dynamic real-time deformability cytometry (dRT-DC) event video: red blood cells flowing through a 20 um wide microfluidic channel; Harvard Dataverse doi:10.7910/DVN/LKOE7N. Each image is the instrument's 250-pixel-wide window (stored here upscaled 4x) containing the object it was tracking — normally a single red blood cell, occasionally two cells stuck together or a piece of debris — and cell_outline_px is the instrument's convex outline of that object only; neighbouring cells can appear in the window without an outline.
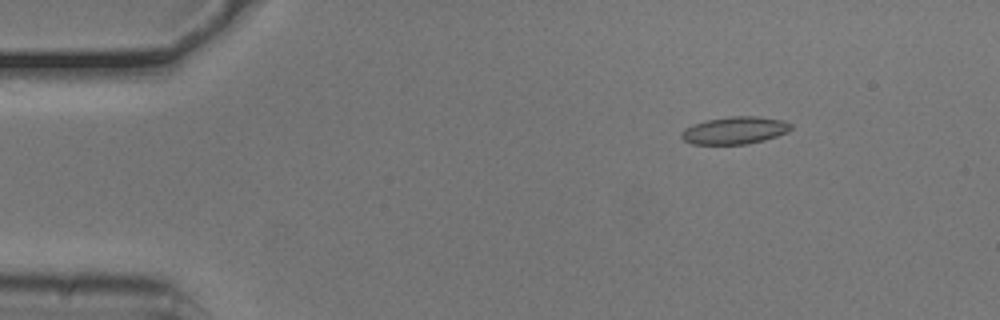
{"species": "common noctule bat (a hibernating species)", "species_latin": "Nyctalus noctula", "temperature_condition": "cold", "stored_images_in_passage": 54, "camera_frame_rate_fps": 3000, "um_per_image_px": 0.085, "animal": {"sex": "male", "body_mass_g": 20.5, "forearm_length_mm": 52.5}, "frame": {"image": 1, "passage_image": 8, "time_ms": 2.333, "image_size_px": [1000, 320], "cell_outline_px": [[792, 128], [788, 132], [764, 140], [748, 144], [692, 144], [684, 140], [680, 136], [680, 132], [684, 128], [692, 124], [708, 120], [732, 116], [756, 116], [784, 120], [792, 124]], "centroid_in_image_um": [62.45, 11.08], "position_along_channel_um": 22.5, "area_um2": 17.57}}
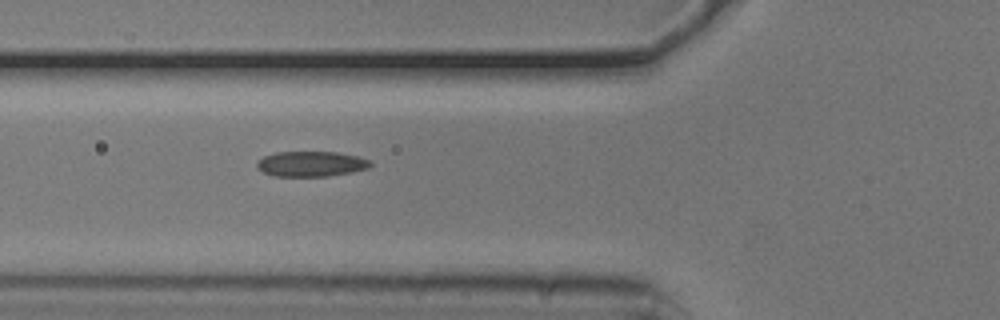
{"frame": {"image": 2, "passage_image": 20, "time_ms": 6.333, "image_size_px": [1000, 320], "cell_outline_px": [[372, 164], [368, 168], [352, 172], [328, 176], [272, 176], [256, 168], [256, 164], [264, 156], [276, 152], [336, 152], [356, 156], [372, 160]], "centroid_in_image_um": [26.45, 13.93], "position_along_channel_um": 99.3, "area_um2": 16.7}}
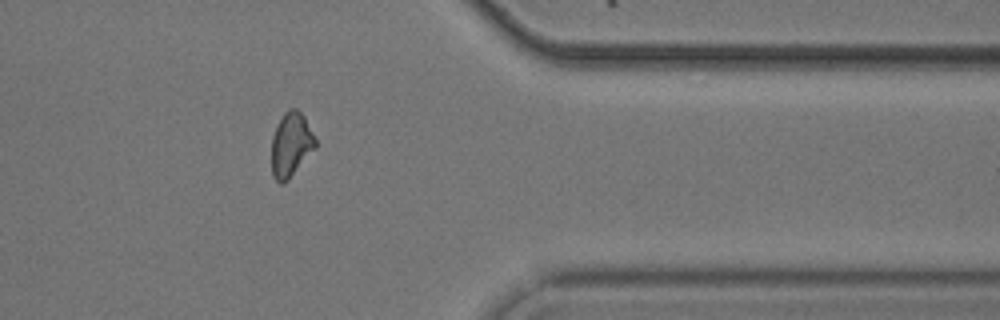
{"frame": {"image": 3, "passage_image": 44, "time_ms": 14.333, "image_size_px": [1000, 320], "cell_outline_px": [[316, 148], [288, 180], [284, 184], [280, 184], [272, 176], [272, 136], [276, 124], [284, 112], [288, 108], [296, 108], [304, 116], [316, 140]], "centroid_in_image_um": [24.72, 12.29], "position_along_channel_um": 386.7, "area_um2": 16.59}, "authors_computed_cell_mechanics": {"area_um2": 16.7909, "velocity_mm_per_s": 3.7727, "shape_relaxation_time_tau1_ms": 8.6927, "shape_relaxation_time_tau2_ms": 2.4297, "deformation_change_tau1": 0.1803, "deformation_change_tau2": 0.0974}}